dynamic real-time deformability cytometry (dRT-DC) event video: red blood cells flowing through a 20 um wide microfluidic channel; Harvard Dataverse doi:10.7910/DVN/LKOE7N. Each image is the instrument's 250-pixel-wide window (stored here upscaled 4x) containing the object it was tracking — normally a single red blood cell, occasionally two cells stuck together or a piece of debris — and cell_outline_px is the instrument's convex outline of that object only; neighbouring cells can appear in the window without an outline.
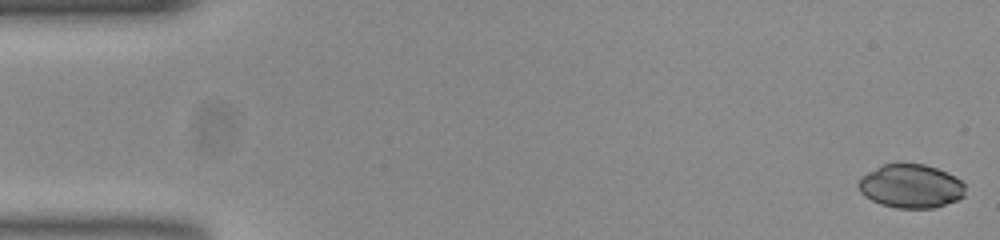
{"species": "common noctule bat (a hibernating species)", "species_latin": "Nyctalus noctula", "temperature_condition": "room temperature", "stored_images_in_passage": 54, "camera_frame_rate_fps": 3000, "um_per_image_px": 0.085, "animal": {"sex": "female", "body_mass_g": 23.0, "forearm_length_mm": 53.4}, "frame": {"image": 1, "passage_image": 1, "time_ms": 0.0, "image_size_px": [1000, 240], "cell_outline_px": [[964, 196], [956, 200], [936, 208], [896, 208], [880, 204], [864, 196], [860, 192], [856, 184], [860, 176], [880, 164], [924, 164], [948, 172], [956, 176], [964, 184]], "centroid_in_image_um": [77.38, 15.82], "position_along_channel_um": 7.6, "area_um2": 27.51}}
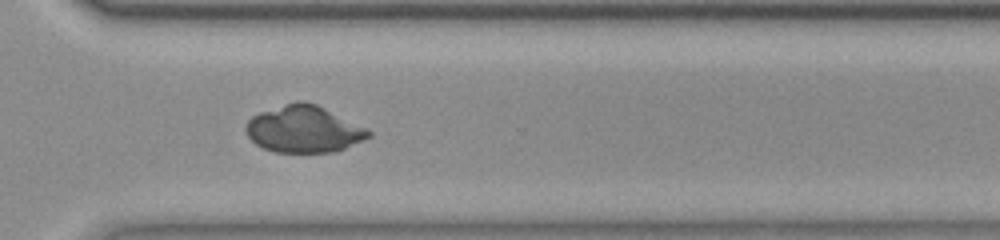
{"frame": {"image": 2, "passage_image": 39, "time_ms": 12.667, "image_size_px": [1000, 240], "cell_outline_px": [[372, 136], [364, 140], [344, 148], [332, 152], [276, 152], [264, 148], [256, 144], [248, 136], [244, 128], [248, 120], [252, 116], [260, 112], [296, 100], [304, 100], [316, 104], [372, 132]], "centroid_in_image_um": [25.78, 10.97], "position_along_channel_um": 344.8, "area_um2": 33.12}}
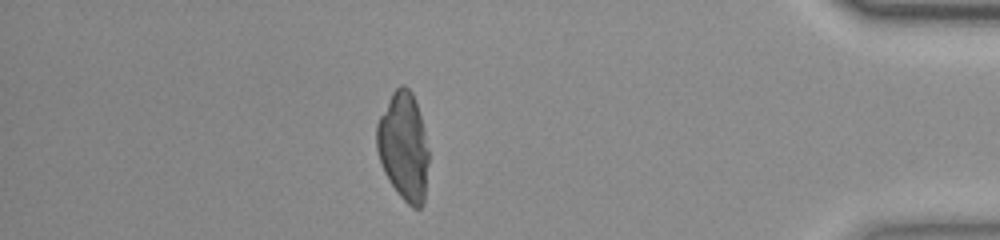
{"frame": {"image": 3, "passage_image": 47, "time_ms": 15.333, "image_size_px": [1000, 240], "cell_outline_px": [[428, 160], [424, 204], [420, 208], [412, 208], [400, 196], [384, 172], [376, 148], [376, 124], [392, 92], [400, 84], [404, 84], [412, 92], [420, 116], [424, 132], [428, 152]], "centroid_in_image_um": [34.29, 12.45], "position_along_channel_um": 400.9, "area_um2": 32.48}}